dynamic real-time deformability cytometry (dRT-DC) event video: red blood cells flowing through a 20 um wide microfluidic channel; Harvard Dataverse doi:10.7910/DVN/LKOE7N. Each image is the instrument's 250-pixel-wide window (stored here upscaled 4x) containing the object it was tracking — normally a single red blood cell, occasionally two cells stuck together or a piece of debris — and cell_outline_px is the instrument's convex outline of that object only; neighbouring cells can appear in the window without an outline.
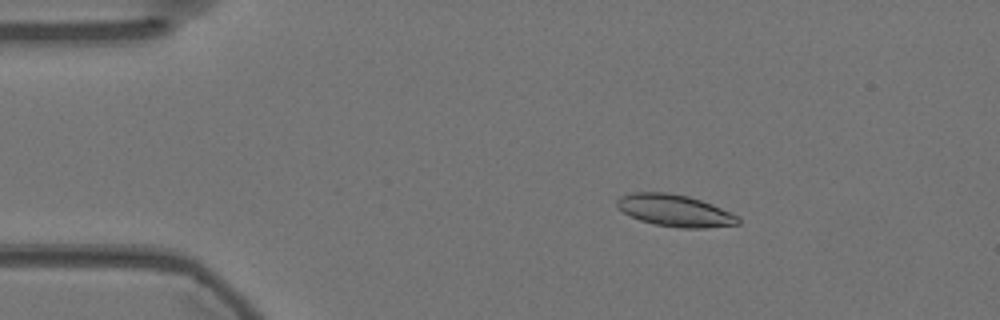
{"species": "Egyptian fruit bat (a non-hibernating species)", "species_latin": "Rousettus aegyptiacus", "temperature_condition": "warm", "stored_images_in_passage": 57, "camera_frame_rate_fps": 3000, "um_per_image_px": 0.085, "animal": {"sex": "female"}, "frame": {"image": 1, "passage_image": 10, "time_ms": 3.0, "image_size_px": [1000, 320], "cell_outline_px": [[740, 224], [708, 228], [680, 228], [656, 224], [640, 220], [624, 212], [616, 204], [616, 200], [620, 196], [632, 192], [668, 192], [688, 196], [712, 204], [740, 216]], "centroid_in_image_um": [57.4, 17.89], "position_along_channel_um": 27.6, "area_um2": 22.54}}
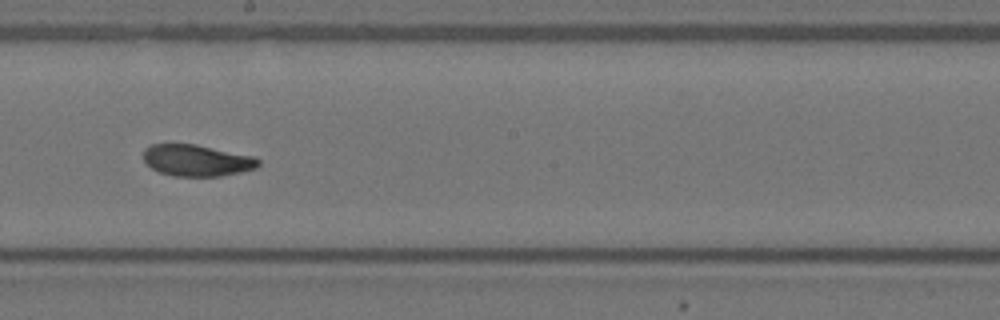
{"frame": {"image": 2, "passage_image": 32, "time_ms": 10.333, "image_size_px": [1000, 320], "cell_outline_px": [[260, 164], [256, 168], [240, 172], [220, 176], [172, 176], [160, 172], [152, 168], [144, 160], [144, 148], [152, 144], [196, 144], [252, 156], [260, 160]], "centroid_in_image_um": [16.72, 13.63], "position_along_channel_um": 231.5, "area_um2": 20.98}}
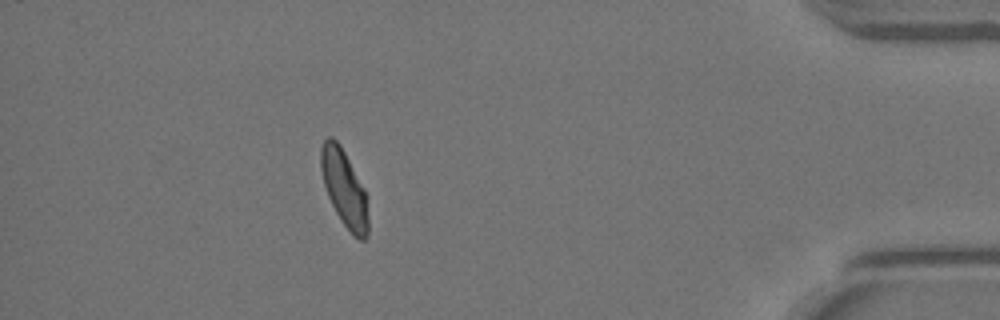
{"frame": {"image": 3, "passage_image": 51, "time_ms": 16.667, "image_size_px": [1000, 320], "cell_outline_px": [[368, 236], [364, 240], [360, 240], [352, 236], [340, 220], [328, 196], [324, 184], [320, 168], [320, 148], [324, 140], [328, 136], [332, 136], [340, 144], [364, 188], [368, 196]], "centroid_in_image_um": [29.27, 16.03], "position_along_channel_um": 405.9, "area_um2": 21.44}, "authors_computed_cell_mechanics": {"area_um2": 21.7906, "velocity_mm_per_s": 3.5691, "shape_relaxation_time_tau1_ms": 5.6003, "shape_relaxation_time_tau2_ms": 1.8796, "deformation_change_tau1": 0.1653, "deformation_change_tau2": 0.0618}}